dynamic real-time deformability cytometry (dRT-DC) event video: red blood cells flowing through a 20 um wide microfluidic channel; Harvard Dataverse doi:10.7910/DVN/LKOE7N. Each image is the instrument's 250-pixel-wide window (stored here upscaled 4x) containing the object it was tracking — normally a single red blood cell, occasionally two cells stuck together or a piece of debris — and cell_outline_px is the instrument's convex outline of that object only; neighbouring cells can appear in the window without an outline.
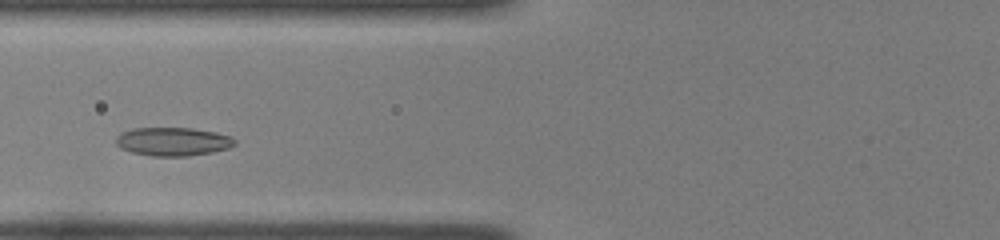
{"species": "common noctule bat (a hibernating species)", "species_latin": "Nyctalus noctula", "temperature_condition": "room temperature", "stored_images_in_passage": 37, "camera_frame_rate_fps": 3000, "um_per_image_px": 0.085, "animal": {"sex": "female", "body_mass_g": 22.0, "forearm_length_mm": 56.7}, "frame": {"image": 1, "passage_image": 8, "time_ms": 2.333, "image_size_px": [1000, 240], "cell_outline_px": [[236, 144], [228, 148], [212, 152], [188, 156], [152, 156], [132, 152], [120, 148], [116, 144], [116, 136], [120, 132], [132, 128], [192, 128], [216, 132], [232, 136], [236, 140]], "centroid_in_image_um": [14.69, 12.03], "position_along_channel_um": 111.1, "area_um2": 19.88}}
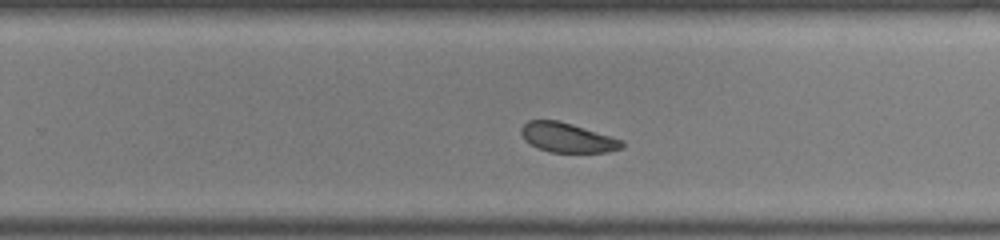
{"frame": {"image": 2, "passage_image": 21, "time_ms": 6.667, "image_size_px": [1000, 240], "cell_outline_px": [[624, 148], [608, 152], [548, 152], [536, 148], [524, 140], [520, 132], [520, 128], [528, 120], [556, 120], [572, 124], [624, 140]], "centroid_in_image_um": [48.22, 11.71], "position_along_channel_um": 281.6, "area_um2": 17.51}}
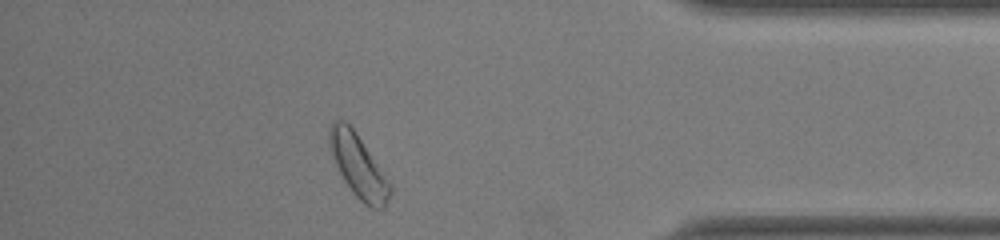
{"frame": {"image": 3, "passage_image": 32, "time_ms": 10.333, "image_size_px": [1000, 240], "cell_outline_px": [[392, 192], [384, 208], [372, 208], [364, 204], [352, 192], [344, 180], [336, 164], [328, 144], [328, 128], [336, 120], [344, 120], [356, 132], [392, 184]], "centroid_in_image_um": [30.47, 14.11], "position_along_channel_um": 404.7, "area_um2": 22.14}, "authors_computed_cell_mechanics": {"area_um2": 19.074, "velocity_mm_per_s": 3.9462, "shape_relaxation_time_tau1_ms": 1.9085, "shape_relaxation_time_tau2_ms": 9.7319, "deformation_change_tau1": 0.0634, "deformation_change_tau2": 0.1527}}